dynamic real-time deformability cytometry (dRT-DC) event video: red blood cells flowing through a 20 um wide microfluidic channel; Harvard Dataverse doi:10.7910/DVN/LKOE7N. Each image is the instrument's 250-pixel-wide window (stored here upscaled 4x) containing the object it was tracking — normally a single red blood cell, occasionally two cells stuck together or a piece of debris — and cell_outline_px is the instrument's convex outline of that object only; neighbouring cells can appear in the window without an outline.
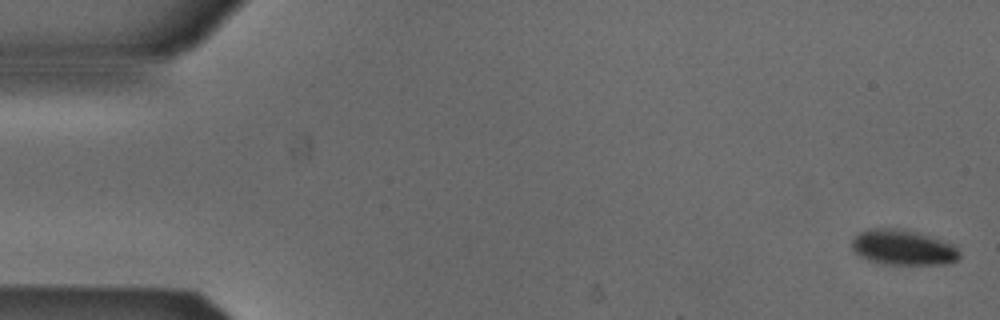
{"species": "Egyptian fruit bat (a non-hibernating species)", "species_latin": "Rousettus aegyptiacus", "temperature_condition": "cold", "stored_images_in_passage": 5, "camera_frame_rate_fps": 3000, "um_per_image_px": 0.085, "animal": {"sex": "male"}, "frame": {"image": 1, "passage_image": 1, "time_ms": 0.0, "image_size_px": [1000, 320], "cell_outline_px": [[960, 256], [956, 260], [944, 264], [884, 264], [868, 260], [860, 256], [852, 248], [852, 240], [860, 232], [868, 228], [896, 228], [916, 232], [956, 244], [960, 252]], "centroid_in_image_um": [76.78, 21.03], "position_along_channel_um": 8.2, "area_um2": 22.14}}
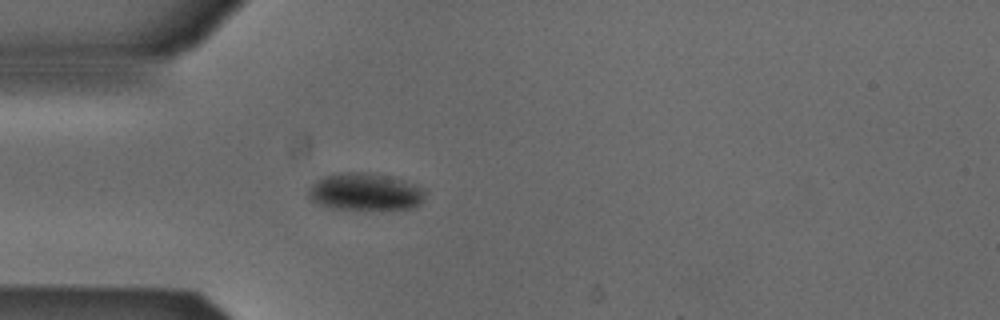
{"frame": {"image": 2, "passage_image": 5, "time_ms": 1.333, "image_size_px": [1000, 320], "cell_outline_px": [[424, 200], [420, 204], [412, 208], [380, 212], [328, 208], [316, 204], [308, 196], [308, 188], [316, 180], [324, 176], [340, 172], [364, 172], [396, 180], [420, 188], [424, 192]], "centroid_in_image_um": [30.95, 16.38], "position_along_channel_um": 54.1, "area_um2": 25.66}}